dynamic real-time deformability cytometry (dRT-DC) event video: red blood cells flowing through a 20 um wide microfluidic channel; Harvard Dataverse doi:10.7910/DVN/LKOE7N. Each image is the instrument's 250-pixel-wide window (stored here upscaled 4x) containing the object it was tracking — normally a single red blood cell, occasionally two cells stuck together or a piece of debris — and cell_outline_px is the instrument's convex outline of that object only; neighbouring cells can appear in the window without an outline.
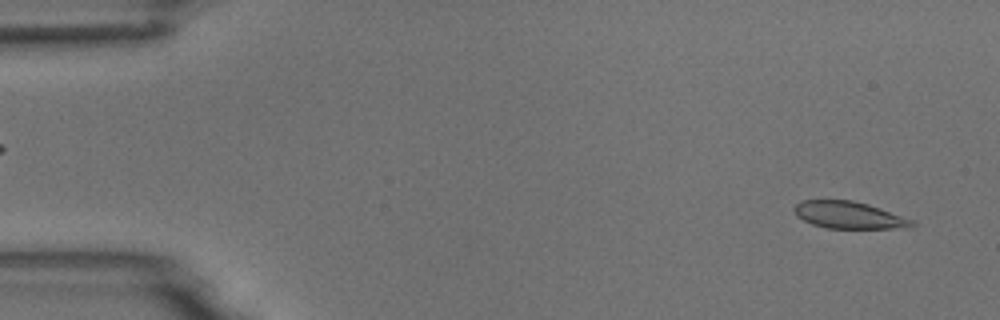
{"species": "common noctule bat (a hibernating species)", "species_latin": "Nyctalus noctula", "temperature_condition": "room temperature", "stored_images_in_passage": 53, "camera_frame_rate_fps": 3000, "um_per_image_px": 0.085, "animal": {"sex": "male", "body_mass_g": 18.8}, "frame": {"image": 1, "passage_image": 2, "time_ms": 0.333, "image_size_px": [1000, 320], "cell_outline_px": [[916, 224], [912, 228], [824, 228], [812, 224], [796, 216], [792, 208], [800, 200], [852, 200], [868, 204], [916, 220]], "centroid_in_image_um": [72.18, 18.28], "position_along_channel_um": 12.8, "area_um2": 18.84}}
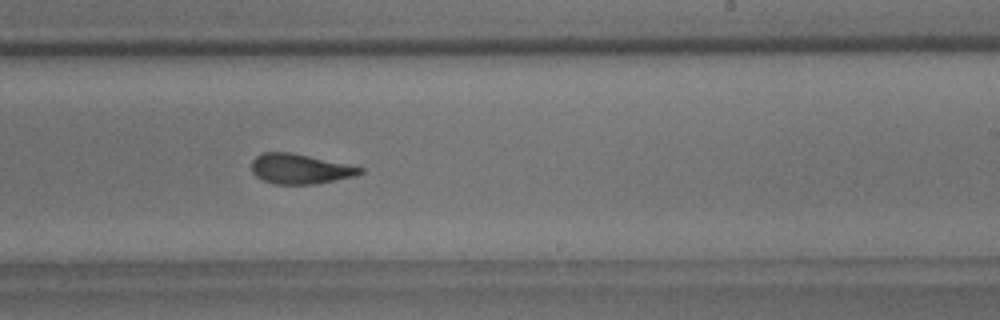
{"frame": {"image": 2, "passage_image": 32, "time_ms": 10.333, "image_size_px": [1000, 320], "cell_outline_px": [[364, 172], [356, 176], [312, 184], [272, 184], [256, 176], [252, 172], [252, 160], [256, 156], [264, 152], [288, 152], [308, 156], [364, 168]], "centroid_in_image_um": [25.48, 14.36], "position_along_channel_um": 263.5, "area_um2": 18.67}}
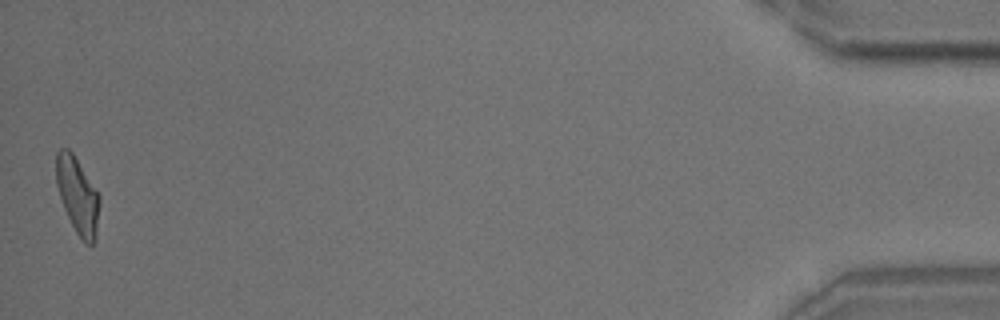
{"frame": {"image": 3, "passage_image": 53, "time_ms": 17.333, "image_size_px": [1000, 320], "cell_outline_px": [[100, 204], [96, 240], [92, 244], [84, 244], [76, 232], [64, 208], [56, 184], [56, 152], [60, 148], [68, 148], [72, 152], [100, 196]], "centroid_in_image_um": [6.6, 16.64], "position_along_channel_um": 428.6, "area_um2": 19.25}, "authors_computed_cell_mechanics": {"area_um2": 19.7098, "velocity_mm_per_s": 3.6854, "shape_relaxation_time_tau1_ms": 4.3114, "shape_relaxation_time_tau2_ms": 1.5031, "deformation_change_tau1": 0.1547, "deformation_change_tau2": 0.0912}}